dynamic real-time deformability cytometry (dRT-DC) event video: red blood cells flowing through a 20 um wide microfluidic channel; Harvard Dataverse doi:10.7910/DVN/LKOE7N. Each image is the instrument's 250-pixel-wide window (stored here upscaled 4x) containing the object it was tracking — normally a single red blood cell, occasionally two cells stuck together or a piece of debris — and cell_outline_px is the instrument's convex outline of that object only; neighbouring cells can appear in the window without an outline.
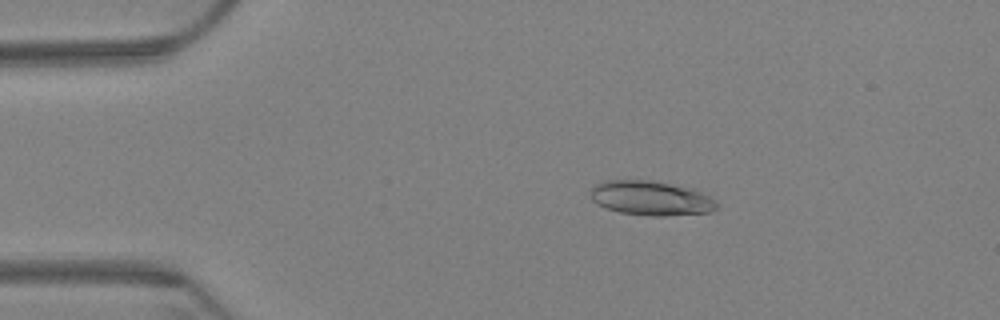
{"species": "Egyptian fruit bat (a non-hibernating species)", "species_latin": "Rousettus aegyptiacus", "temperature_condition": "warm", "stored_images_in_passage": 63, "camera_frame_rate_fps": 3000, "um_per_image_px": 0.085, "animal": {"sex": "female"}, "frame": {"image": 1, "passage_image": 12, "time_ms": 3.667, "image_size_px": [1000, 320], "cell_outline_px": [[720, 208], [712, 212], [664, 216], [652, 216], [620, 212], [596, 204], [592, 200], [592, 188], [596, 184], [604, 180], [652, 180], [692, 188], [716, 200], [720, 204]], "centroid_in_image_um": [55.39, 16.85], "position_along_channel_um": 29.6, "area_um2": 25.49}}
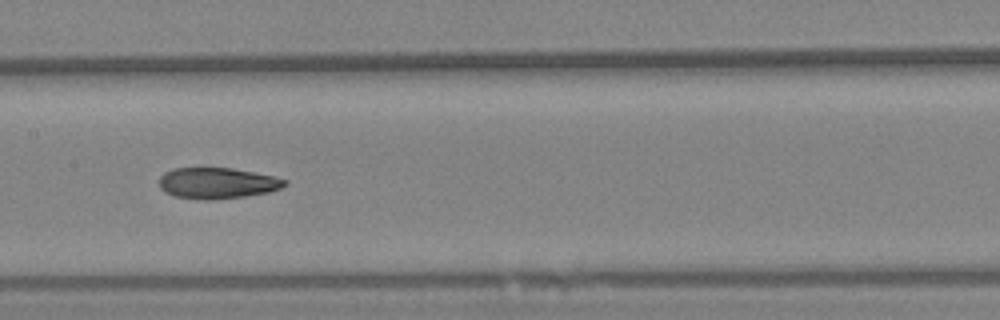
{"frame": {"image": 2, "passage_image": 32, "time_ms": 10.333, "image_size_px": [1000, 320], "cell_outline_px": [[288, 184], [280, 188], [268, 192], [244, 196], [216, 200], [204, 200], [176, 196], [164, 192], [160, 188], [160, 176], [164, 172], [176, 168], [232, 168], [272, 176], [288, 180]], "centroid_in_image_um": [18.46, 15.57], "position_along_channel_um": 188.9, "area_um2": 22.6}}
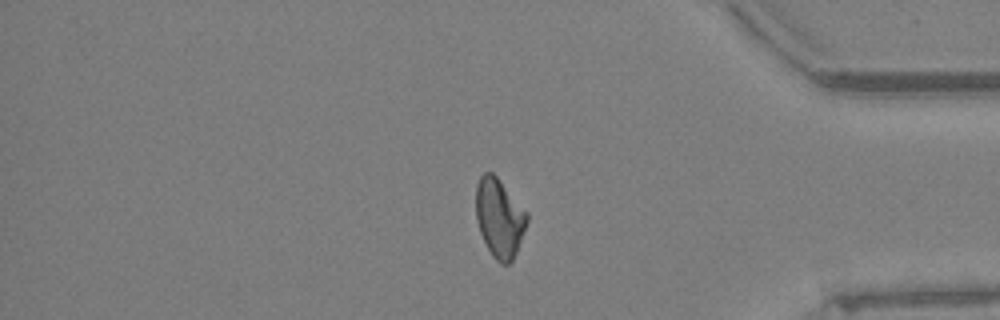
{"frame": {"image": 3, "passage_image": 53, "time_ms": 17.333, "image_size_px": [1000, 320], "cell_outline_px": [[528, 220], [516, 252], [512, 260], [508, 264], [500, 264], [492, 256], [480, 232], [476, 220], [476, 184], [480, 176], [484, 172], [492, 172], [496, 176], [528, 212]], "centroid_in_image_um": [42.44, 18.51], "position_along_channel_um": 392.8, "area_um2": 23.35}, "authors_computed_cell_mechanics": {"area_um2": 23.5824, "velocity_mm_per_s": 3.2533, "shape_relaxation_time_tau1_ms": null, "shape_relaxation_time_tau2_ms": 3.4117, "deformation_change_tau1": null, "deformation_change_tau2": 0.1006}}